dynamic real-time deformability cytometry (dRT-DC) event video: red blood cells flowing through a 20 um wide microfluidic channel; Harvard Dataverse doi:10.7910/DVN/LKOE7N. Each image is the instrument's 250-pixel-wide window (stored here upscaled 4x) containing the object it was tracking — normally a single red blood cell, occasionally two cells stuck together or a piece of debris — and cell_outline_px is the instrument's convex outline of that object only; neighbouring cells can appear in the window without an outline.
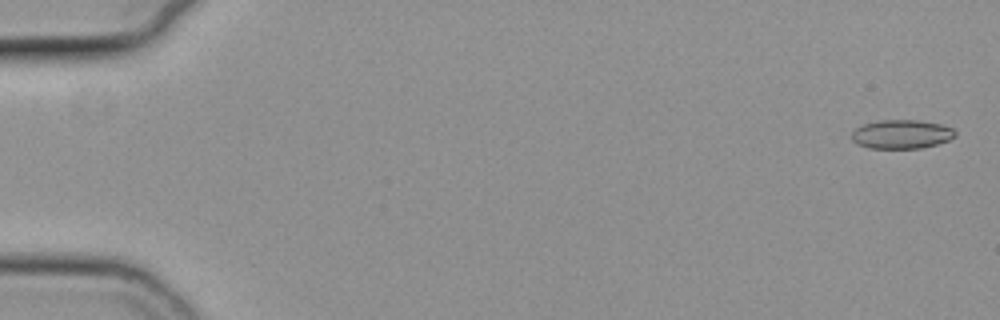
{"species": "common noctule bat (a hibernating species)", "species_latin": "Nyctalus noctula", "temperature_condition": "cold", "stored_images_in_passage": 36, "camera_frame_rate_fps": 3000, "um_per_image_px": 0.085, "animal": {"sex": "female", "body_mass_g": 19.3, "forearm_length_mm": 54.1}, "frame": {"image": 1, "passage_image": 2, "time_ms": 0.333, "image_size_px": [1000, 320], "cell_outline_px": [[956, 136], [948, 140], [936, 144], [920, 148], [868, 148], [856, 144], [852, 140], [852, 132], [856, 128], [864, 124], [880, 120], [916, 120], [940, 124], [952, 128], [956, 132]], "centroid_in_image_um": [76.61, 11.41], "position_along_channel_um": 8.4, "area_um2": 17.34}}
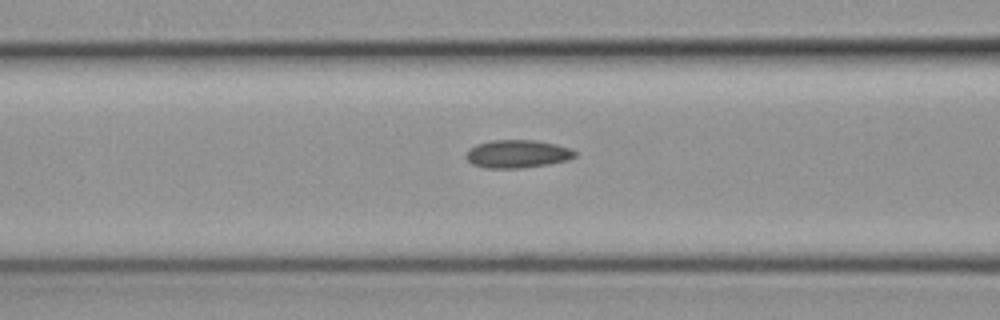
{"frame": {"image": 2, "passage_image": 24, "time_ms": 7.667, "image_size_px": [1000, 320], "cell_outline_px": [[576, 156], [568, 160], [548, 164], [520, 168], [484, 168], [472, 164], [464, 156], [476, 144], [492, 140], [536, 140], [556, 144], [572, 148], [576, 152]], "centroid_in_image_um": [44.0, 13.08], "position_along_channel_um": 122.6, "area_um2": 17.8}}
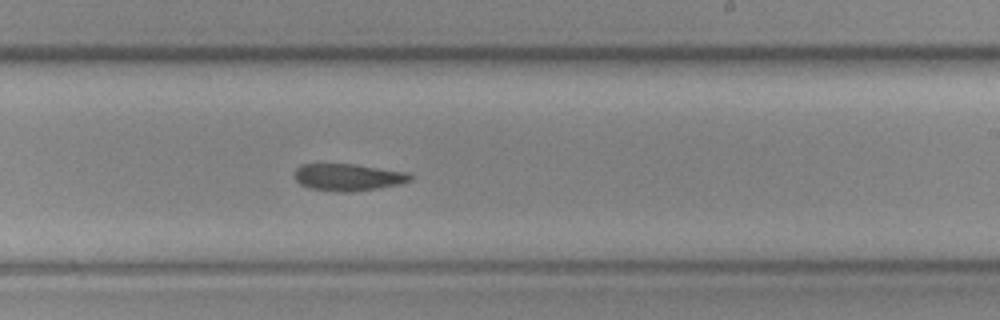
{"frame": {"image": 3, "passage_image": 36, "time_ms": 11.667, "image_size_px": [1000, 320], "cell_outline_px": [[412, 180], [396, 184], [376, 188], [348, 192], [336, 192], [308, 188], [300, 184], [292, 176], [292, 172], [300, 164], [356, 164], [408, 172], [412, 176]], "centroid_in_image_um": [29.51, 15.05], "position_along_channel_um": 259.5, "area_um2": 18.38}}